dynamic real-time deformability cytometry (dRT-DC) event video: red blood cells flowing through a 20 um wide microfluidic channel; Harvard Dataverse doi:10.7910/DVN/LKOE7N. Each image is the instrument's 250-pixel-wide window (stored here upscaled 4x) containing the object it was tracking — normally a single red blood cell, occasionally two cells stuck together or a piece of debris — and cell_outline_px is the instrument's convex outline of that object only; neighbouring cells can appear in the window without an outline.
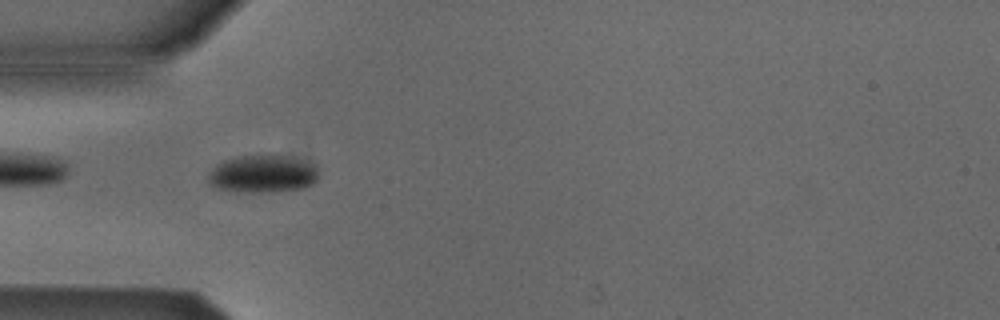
{"species": "Egyptian fruit bat (a non-hibernating species)", "species_latin": "Rousettus aegyptiacus", "temperature_condition": "cold", "stored_images_in_passage": 54, "camera_frame_rate_fps": 3000, "um_per_image_px": 0.085, "animal": {"sex": "male"}, "frame": {"image": 1, "passage_image": 17, "time_ms": 5.333, "image_size_px": [1000, 320], "cell_outline_px": [[316, 180], [312, 184], [300, 188], [268, 192], [248, 192], [216, 188], [208, 184], [208, 176], [212, 168], [216, 164], [224, 160], [236, 156], [280, 156], [308, 160], [316, 164]], "centroid_in_image_um": [22.3, 14.78], "position_along_channel_um": 62.7, "area_um2": 23.99}}
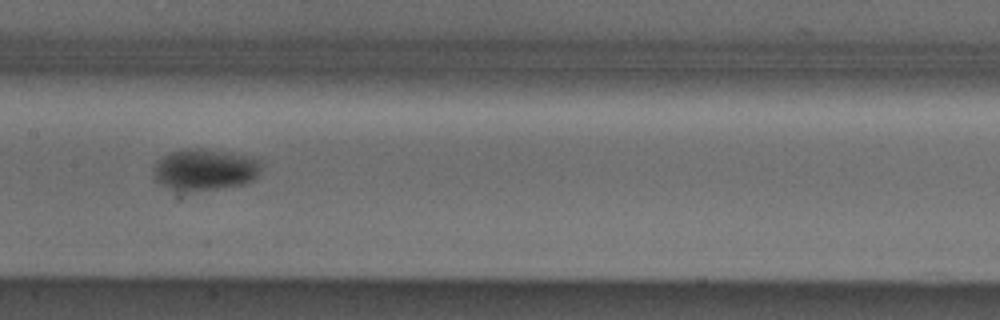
{"frame": {"image": 2, "passage_image": 27, "time_ms": 8.667, "image_size_px": [1000, 320], "cell_outline_px": [[260, 172], [256, 180], [244, 184], [216, 188], [184, 192], [168, 188], [152, 180], [156, 164], [164, 156], [172, 152], [196, 148], [200, 148], [232, 152], [260, 160]], "centroid_in_image_um": [17.42, 14.43], "position_along_channel_um": 190.0, "area_um2": 26.01}}
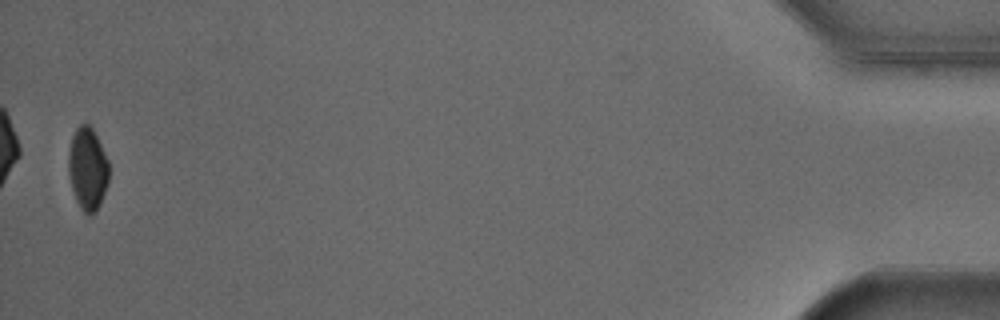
{"frame": {"image": 3, "passage_image": 53, "time_ms": 17.333, "image_size_px": [1000, 320], "cell_outline_px": [[108, 180], [100, 204], [96, 212], [92, 216], [88, 216], [80, 208], [76, 200], [72, 188], [68, 172], [68, 152], [72, 136], [76, 128], [80, 124], [88, 124], [92, 128], [108, 160]], "centroid_in_image_um": [7.43, 14.37], "position_along_channel_um": 427.8, "area_um2": 19.42}, "authors_computed_cell_mechanics": {"area_um2": 24.7095, "velocity_mm_per_s": 3.8653, "shape_relaxation_time_tau1_ms": 8.9162, "shape_relaxation_time_tau2_ms": null, "deformation_change_tau1": 0.0988, "deformation_change_tau2": null}}